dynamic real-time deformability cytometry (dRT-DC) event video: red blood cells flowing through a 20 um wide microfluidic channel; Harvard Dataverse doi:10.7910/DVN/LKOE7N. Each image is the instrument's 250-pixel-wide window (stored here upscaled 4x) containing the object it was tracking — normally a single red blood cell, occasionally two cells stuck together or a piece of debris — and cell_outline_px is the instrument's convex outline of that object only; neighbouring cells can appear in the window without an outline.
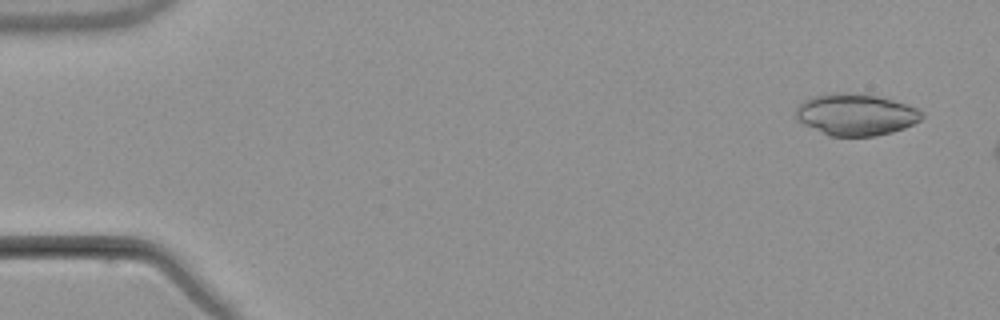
{"species": "common noctule bat (a hibernating species)", "species_latin": "Nyctalus noctula", "temperature_condition": "warm", "stored_images_in_passage": 5, "segment_of_instrument_passage": [2, 2], "camera_frame_rate_fps": 3000, "um_per_image_px": 0.085, "animal": {"sex": "male", "body_mass_g": 21.5, "forearm_length_mm": 52.0}, "frame": {"image": 1, "passage_image": 5, "time_ms": 4.667, "image_size_px": [1000, 320], "cell_outline_px": [[924, 116], [920, 120], [904, 128], [892, 132], [876, 136], [832, 136], [804, 124], [796, 116], [796, 108], [804, 100], [812, 96], [832, 92], [848, 92], [876, 96], [892, 100], [916, 108], [924, 112]], "centroid_in_image_um": [72.75, 9.73], "position_along_channel_um": 12.2, "area_um2": 30.35}}